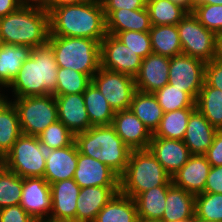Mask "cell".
<instances>
[{
    "label": "cell",
    "mask_w": 222,
    "mask_h": 222,
    "mask_svg": "<svg viewBox=\"0 0 222 222\" xmlns=\"http://www.w3.org/2000/svg\"><path fill=\"white\" fill-rule=\"evenodd\" d=\"M49 36L102 41L107 35L103 6L94 1L55 8L49 14Z\"/></svg>",
    "instance_id": "obj_1"
},
{
    "label": "cell",
    "mask_w": 222,
    "mask_h": 222,
    "mask_svg": "<svg viewBox=\"0 0 222 222\" xmlns=\"http://www.w3.org/2000/svg\"><path fill=\"white\" fill-rule=\"evenodd\" d=\"M57 69L53 49L48 44L35 47L7 88L13 89L14 98L53 95Z\"/></svg>",
    "instance_id": "obj_2"
},
{
    "label": "cell",
    "mask_w": 222,
    "mask_h": 222,
    "mask_svg": "<svg viewBox=\"0 0 222 222\" xmlns=\"http://www.w3.org/2000/svg\"><path fill=\"white\" fill-rule=\"evenodd\" d=\"M79 153L97 159L121 176L127 167L131 149L112 125L92 126L75 134Z\"/></svg>",
    "instance_id": "obj_3"
},
{
    "label": "cell",
    "mask_w": 222,
    "mask_h": 222,
    "mask_svg": "<svg viewBox=\"0 0 222 222\" xmlns=\"http://www.w3.org/2000/svg\"><path fill=\"white\" fill-rule=\"evenodd\" d=\"M49 34V13L42 9L20 6L0 18L3 43L35 48L46 45Z\"/></svg>",
    "instance_id": "obj_4"
},
{
    "label": "cell",
    "mask_w": 222,
    "mask_h": 222,
    "mask_svg": "<svg viewBox=\"0 0 222 222\" xmlns=\"http://www.w3.org/2000/svg\"><path fill=\"white\" fill-rule=\"evenodd\" d=\"M171 176L149 149L131 150L125 172L120 176V192L135 199L158 186H170Z\"/></svg>",
    "instance_id": "obj_5"
},
{
    "label": "cell",
    "mask_w": 222,
    "mask_h": 222,
    "mask_svg": "<svg viewBox=\"0 0 222 222\" xmlns=\"http://www.w3.org/2000/svg\"><path fill=\"white\" fill-rule=\"evenodd\" d=\"M100 42L80 37L49 36L58 67L70 68L91 78L101 67Z\"/></svg>",
    "instance_id": "obj_6"
},
{
    "label": "cell",
    "mask_w": 222,
    "mask_h": 222,
    "mask_svg": "<svg viewBox=\"0 0 222 222\" xmlns=\"http://www.w3.org/2000/svg\"><path fill=\"white\" fill-rule=\"evenodd\" d=\"M2 159L7 169L22 178L44 177L46 149L41 145L38 136L21 134Z\"/></svg>",
    "instance_id": "obj_7"
},
{
    "label": "cell",
    "mask_w": 222,
    "mask_h": 222,
    "mask_svg": "<svg viewBox=\"0 0 222 222\" xmlns=\"http://www.w3.org/2000/svg\"><path fill=\"white\" fill-rule=\"evenodd\" d=\"M22 134L38 136L49 125L58 121V108L54 95L14 98Z\"/></svg>",
    "instance_id": "obj_8"
},
{
    "label": "cell",
    "mask_w": 222,
    "mask_h": 222,
    "mask_svg": "<svg viewBox=\"0 0 222 222\" xmlns=\"http://www.w3.org/2000/svg\"><path fill=\"white\" fill-rule=\"evenodd\" d=\"M182 54L209 62L215 58L216 33L206 29L193 13H187L177 24Z\"/></svg>",
    "instance_id": "obj_9"
},
{
    "label": "cell",
    "mask_w": 222,
    "mask_h": 222,
    "mask_svg": "<svg viewBox=\"0 0 222 222\" xmlns=\"http://www.w3.org/2000/svg\"><path fill=\"white\" fill-rule=\"evenodd\" d=\"M92 83L115 112L130 108L136 92L135 80L132 76L100 67L93 75Z\"/></svg>",
    "instance_id": "obj_10"
},
{
    "label": "cell",
    "mask_w": 222,
    "mask_h": 222,
    "mask_svg": "<svg viewBox=\"0 0 222 222\" xmlns=\"http://www.w3.org/2000/svg\"><path fill=\"white\" fill-rule=\"evenodd\" d=\"M205 67L204 61L185 54L170 57L168 83L187 92L196 101L205 82Z\"/></svg>",
    "instance_id": "obj_11"
},
{
    "label": "cell",
    "mask_w": 222,
    "mask_h": 222,
    "mask_svg": "<svg viewBox=\"0 0 222 222\" xmlns=\"http://www.w3.org/2000/svg\"><path fill=\"white\" fill-rule=\"evenodd\" d=\"M101 68L123 73L133 78L139 72L143 58L108 34L100 42Z\"/></svg>",
    "instance_id": "obj_12"
},
{
    "label": "cell",
    "mask_w": 222,
    "mask_h": 222,
    "mask_svg": "<svg viewBox=\"0 0 222 222\" xmlns=\"http://www.w3.org/2000/svg\"><path fill=\"white\" fill-rule=\"evenodd\" d=\"M19 205L37 222H50L52 209L50 184L43 177L23 178Z\"/></svg>",
    "instance_id": "obj_13"
},
{
    "label": "cell",
    "mask_w": 222,
    "mask_h": 222,
    "mask_svg": "<svg viewBox=\"0 0 222 222\" xmlns=\"http://www.w3.org/2000/svg\"><path fill=\"white\" fill-rule=\"evenodd\" d=\"M73 179L80 188L91 186L120 187V176L115 171L97 159L79 152Z\"/></svg>",
    "instance_id": "obj_14"
},
{
    "label": "cell",
    "mask_w": 222,
    "mask_h": 222,
    "mask_svg": "<svg viewBox=\"0 0 222 222\" xmlns=\"http://www.w3.org/2000/svg\"><path fill=\"white\" fill-rule=\"evenodd\" d=\"M50 222H76L77 198L81 188L73 178L50 184Z\"/></svg>",
    "instance_id": "obj_15"
},
{
    "label": "cell",
    "mask_w": 222,
    "mask_h": 222,
    "mask_svg": "<svg viewBox=\"0 0 222 222\" xmlns=\"http://www.w3.org/2000/svg\"><path fill=\"white\" fill-rule=\"evenodd\" d=\"M112 126L131 150L149 148L153 134L130 109L116 111Z\"/></svg>",
    "instance_id": "obj_16"
},
{
    "label": "cell",
    "mask_w": 222,
    "mask_h": 222,
    "mask_svg": "<svg viewBox=\"0 0 222 222\" xmlns=\"http://www.w3.org/2000/svg\"><path fill=\"white\" fill-rule=\"evenodd\" d=\"M170 57L151 53L142 60L134 77L136 90L154 93L168 84Z\"/></svg>",
    "instance_id": "obj_17"
},
{
    "label": "cell",
    "mask_w": 222,
    "mask_h": 222,
    "mask_svg": "<svg viewBox=\"0 0 222 222\" xmlns=\"http://www.w3.org/2000/svg\"><path fill=\"white\" fill-rule=\"evenodd\" d=\"M211 168L205 155L192 154L189 160L171 177L172 184L197 195L204 192Z\"/></svg>",
    "instance_id": "obj_18"
},
{
    "label": "cell",
    "mask_w": 222,
    "mask_h": 222,
    "mask_svg": "<svg viewBox=\"0 0 222 222\" xmlns=\"http://www.w3.org/2000/svg\"><path fill=\"white\" fill-rule=\"evenodd\" d=\"M172 177L192 155L183 140L152 137L148 148Z\"/></svg>",
    "instance_id": "obj_19"
},
{
    "label": "cell",
    "mask_w": 222,
    "mask_h": 222,
    "mask_svg": "<svg viewBox=\"0 0 222 222\" xmlns=\"http://www.w3.org/2000/svg\"><path fill=\"white\" fill-rule=\"evenodd\" d=\"M58 108V120L74 135L92 127L86 111L83 93L54 96Z\"/></svg>",
    "instance_id": "obj_20"
},
{
    "label": "cell",
    "mask_w": 222,
    "mask_h": 222,
    "mask_svg": "<svg viewBox=\"0 0 222 222\" xmlns=\"http://www.w3.org/2000/svg\"><path fill=\"white\" fill-rule=\"evenodd\" d=\"M78 152L75 142L63 148L46 150V168L43 178L49 184L73 178Z\"/></svg>",
    "instance_id": "obj_21"
},
{
    "label": "cell",
    "mask_w": 222,
    "mask_h": 222,
    "mask_svg": "<svg viewBox=\"0 0 222 222\" xmlns=\"http://www.w3.org/2000/svg\"><path fill=\"white\" fill-rule=\"evenodd\" d=\"M120 187L81 188L77 198L76 222H94L98 212L118 193Z\"/></svg>",
    "instance_id": "obj_22"
},
{
    "label": "cell",
    "mask_w": 222,
    "mask_h": 222,
    "mask_svg": "<svg viewBox=\"0 0 222 222\" xmlns=\"http://www.w3.org/2000/svg\"><path fill=\"white\" fill-rule=\"evenodd\" d=\"M106 31L116 35L123 31L149 32L152 24L147 7L138 10H104Z\"/></svg>",
    "instance_id": "obj_23"
},
{
    "label": "cell",
    "mask_w": 222,
    "mask_h": 222,
    "mask_svg": "<svg viewBox=\"0 0 222 222\" xmlns=\"http://www.w3.org/2000/svg\"><path fill=\"white\" fill-rule=\"evenodd\" d=\"M217 131L196 108L189 117L183 141L191 154L204 155L212 145Z\"/></svg>",
    "instance_id": "obj_24"
},
{
    "label": "cell",
    "mask_w": 222,
    "mask_h": 222,
    "mask_svg": "<svg viewBox=\"0 0 222 222\" xmlns=\"http://www.w3.org/2000/svg\"><path fill=\"white\" fill-rule=\"evenodd\" d=\"M195 195L171 184L168 187L165 209L161 220L175 222L195 216Z\"/></svg>",
    "instance_id": "obj_25"
},
{
    "label": "cell",
    "mask_w": 222,
    "mask_h": 222,
    "mask_svg": "<svg viewBox=\"0 0 222 222\" xmlns=\"http://www.w3.org/2000/svg\"><path fill=\"white\" fill-rule=\"evenodd\" d=\"M31 47L3 43L0 48V85L8 87L32 52Z\"/></svg>",
    "instance_id": "obj_26"
},
{
    "label": "cell",
    "mask_w": 222,
    "mask_h": 222,
    "mask_svg": "<svg viewBox=\"0 0 222 222\" xmlns=\"http://www.w3.org/2000/svg\"><path fill=\"white\" fill-rule=\"evenodd\" d=\"M138 212L135 199L116 193L98 212L94 222H137Z\"/></svg>",
    "instance_id": "obj_27"
},
{
    "label": "cell",
    "mask_w": 222,
    "mask_h": 222,
    "mask_svg": "<svg viewBox=\"0 0 222 222\" xmlns=\"http://www.w3.org/2000/svg\"><path fill=\"white\" fill-rule=\"evenodd\" d=\"M22 134L19 116L12 100L0 104V156L3 158Z\"/></svg>",
    "instance_id": "obj_28"
},
{
    "label": "cell",
    "mask_w": 222,
    "mask_h": 222,
    "mask_svg": "<svg viewBox=\"0 0 222 222\" xmlns=\"http://www.w3.org/2000/svg\"><path fill=\"white\" fill-rule=\"evenodd\" d=\"M153 134L163 117L162 107L153 93L136 90L129 108Z\"/></svg>",
    "instance_id": "obj_29"
},
{
    "label": "cell",
    "mask_w": 222,
    "mask_h": 222,
    "mask_svg": "<svg viewBox=\"0 0 222 222\" xmlns=\"http://www.w3.org/2000/svg\"><path fill=\"white\" fill-rule=\"evenodd\" d=\"M149 34L153 53L166 57L182 54L177 25H152Z\"/></svg>",
    "instance_id": "obj_30"
},
{
    "label": "cell",
    "mask_w": 222,
    "mask_h": 222,
    "mask_svg": "<svg viewBox=\"0 0 222 222\" xmlns=\"http://www.w3.org/2000/svg\"><path fill=\"white\" fill-rule=\"evenodd\" d=\"M83 98L92 126L112 125L115 111L93 83L83 92Z\"/></svg>",
    "instance_id": "obj_31"
},
{
    "label": "cell",
    "mask_w": 222,
    "mask_h": 222,
    "mask_svg": "<svg viewBox=\"0 0 222 222\" xmlns=\"http://www.w3.org/2000/svg\"><path fill=\"white\" fill-rule=\"evenodd\" d=\"M196 108L217 130H222V91L204 82L195 101Z\"/></svg>",
    "instance_id": "obj_32"
},
{
    "label": "cell",
    "mask_w": 222,
    "mask_h": 222,
    "mask_svg": "<svg viewBox=\"0 0 222 222\" xmlns=\"http://www.w3.org/2000/svg\"><path fill=\"white\" fill-rule=\"evenodd\" d=\"M168 187L151 188L135 198L138 219H162Z\"/></svg>",
    "instance_id": "obj_33"
},
{
    "label": "cell",
    "mask_w": 222,
    "mask_h": 222,
    "mask_svg": "<svg viewBox=\"0 0 222 222\" xmlns=\"http://www.w3.org/2000/svg\"><path fill=\"white\" fill-rule=\"evenodd\" d=\"M196 108H184L163 113L158 128L152 137L183 140L189 117Z\"/></svg>",
    "instance_id": "obj_34"
},
{
    "label": "cell",
    "mask_w": 222,
    "mask_h": 222,
    "mask_svg": "<svg viewBox=\"0 0 222 222\" xmlns=\"http://www.w3.org/2000/svg\"><path fill=\"white\" fill-rule=\"evenodd\" d=\"M152 25H177L188 13L170 0H147Z\"/></svg>",
    "instance_id": "obj_35"
},
{
    "label": "cell",
    "mask_w": 222,
    "mask_h": 222,
    "mask_svg": "<svg viewBox=\"0 0 222 222\" xmlns=\"http://www.w3.org/2000/svg\"><path fill=\"white\" fill-rule=\"evenodd\" d=\"M92 83V78L70 68L58 67L57 86L54 96L83 93Z\"/></svg>",
    "instance_id": "obj_36"
},
{
    "label": "cell",
    "mask_w": 222,
    "mask_h": 222,
    "mask_svg": "<svg viewBox=\"0 0 222 222\" xmlns=\"http://www.w3.org/2000/svg\"><path fill=\"white\" fill-rule=\"evenodd\" d=\"M23 188V178L15 172L0 166V209L19 205Z\"/></svg>",
    "instance_id": "obj_37"
},
{
    "label": "cell",
    "mask_w": 222,
    "mask_h": 222,
    "mask_svg": "<svg viewBox=\"0 0 222 222\" xmlns=\"http://www.w3.org/2000/svg\"><path fill=\"white\" fill-rule=\"evenodd\" d=\"M153 94L162 107L163 113L184 108H196L195 100L187 92L169 83Z\"/></svg>",
    "instance_id": "obj_38"
},
{
    "label": "cell",
    "mask_w": 222,
    "mask_h": 222,
    "mask_svg": "<svg viewBox=\"0 0 222 222\" xmlns=\"http://www.w3.org/2000/svg\"><path fill=\"white\" fill-rule=\"evenodd\" d=\"M38 138L46 150L63 148L75 142V135L59 120L49 125Z\"/></svg>",
    "instance_id": "obj_39"
},
{
    "label": "cell",
    "mask_w": 222,
    "mask_h": 222,
    "mask_svg": "<svg viewBox=\"0 0 222 222\" xmlns=\"http://www.w3.org/2000/svg\"><path fill=\"white\" fill-rule=\"evenodd\" d=\"M195 218L222 222V194L200 193L195 195Z\"/></svg>",
    "instance_id": "obj_40"
},
{
    "label": "cell",
    "mask_w": 222,
    "mask_h": 222,
    "mask_svg": "<svg viewBox=\"0 0 222 222\" xmlns=\"http://www.w3.org/2000/svg\"><path fill=\"white\" fill-rule=\"evenodd\" d=\"M115 37L142 58L153 53L149 32L123 31Z\"/></svg>",
    "instance_id": "obj_41"
},
{
    "label": "cell",
    "mask_w": 222,
    "mask_h": 222,
    "mask_svg": "<svg viewBox=\"0 0 222 222\" xmlns=\"http://www.w3.org/2000/svg\"><path fill=\"white\" fill-rule=\"evenodd\" d=\"M193 14L206 29L216 34L222 33V5L198 4Z\"/></svg>",
    "instance_id": "obj_42"
},
{
    "label": "cell",
    "mask_w": 222,
    "mask_h": 222,
    "mask_svg": "<svg viewBox=\"0 0 222 222\" xmlns=\"http://www.w3.org/2000/svg\"><path fill=\"white\" fill-rule=\"evenodd\" d=\"M0 222H37L20 205L0 209Z\"/></svg>",
    "instance_id": "obj_43"
},
{
    "label": "cell",
    "mask_w": 222,
    "mask_h": 222,
    "mask_svg": "<svg viewBox=\"0 0 222 222\" xmlns=\"http://www.w3.org/2000/svg\"><path fill=\"white\" fill-rule=\"evenodd\" d=\"M205 82L209 86L222 91V61L214 58L213 60L206 62Z\"/></svg>",
    "instance_id": "obj_44"
},
{
    "label": "cell",
    "mask_w": 222,
    "mask_h": 222,
    "mask_svg": "<svg viewBox=\"0 0 222 222\" xmlns=\"http://www.w3.org/2000/svg\"><path fill=\"white\" fill-rule=\"evenodd\" d=\"M204 155L211 166L222 165V130L215 133L212 145Z\"/></svg>",
    "instance_id": "obj_45"
},
{
    "label": "cell",
    "mask_w": 222,
    "mask_h": 222,
    "mask_svg": "<svg viewBox=\"0 0 222 222\" xmlns=\"http://www.w3.org/2000/svg\"><path fill=\"white\" fill-rule=\"evenodd\" d=\"M203 193L222 194V165L211 166Z\"/></svg>",
    "instance_id": "obj_46"
},
{
    "label": "cell",
    "mask_w": 222,
    "mask_h": 222,
    "mask_svg": "<svg viewBox=\"0 0 222 222\" xmlns=\"http://www.w3.org/2000/svg\"><path fill=\"white\" fill-rule=\"evenodd\" d=\"M147 0H107L102 6L103 10H138L146 8Z\"/></svg>",
    "instance_id": "obj_47"
},
{
    "label": "cell",
    "mask_w": 222,
    "mask_h": 222,
    "mask_svg": "<svg viewBox=\"0 0 222 222\" xmlns=\"http://www.w3.org/2000/svg\"><path fill=\"white\" fill-rule=\"evenodd\" d=\"M20 6L42 9L50 14L51 0H19Z\"/></svg>",
    "instance_id": "obj_48"
},
{
    "label": "cell",
    "mask_w": 222,
    "mask_h": 222,
    "mask_svg": "<svg viewBox=\"0 0 222 222\" xmlns=\"http://www.w3.org/2000/svg\"><path fill=\"white\" fill-rule=\"evenodd\" d=\"M19 7V0H0V18L16 11Z\"/></svg>",
    "instance_id": "obj_49"
},
{
    "label": "cell",
    "mask_w": 222,
    "mask_h": 222,
    "mask_svg": "<svg viewBox=\"0 0 222 222\" xmlns=\"http://www.w3.org/2000/svg\"><path fill=\"white\" fill-rule=\"evenodd\" d=\"M91 0H51L50 3V13L58 7L65 6V5H75L84 3Z\"/></svg>",
    "instance_id": "obj_50"
},
{
    "label": "cell",
    "mask_w": 222,
    "mask_h": 222,
    "mask_svg": "<svg viewBox=\"0 0 222 222\" xmlns=\"http://www.w3.org/2000/svg\"><path fill=\"white\" fill-rule=\"evenodd\" d=\"M170 1L182 7L188 13H193L194 11V7H195L194 0H170Z\"/></svg>",
    "instance_id": "obj_51"
},
{
    "label": "cell",
    "mask_w": 222,
    "mask_h": 222,
    "mask_svg": "<svg viewBox=\"0 0 222 222\" xmlns=\"http://www.w3.org/2000/svg\"><path fill=\"white\" fill-rule=\"evenodd\" d=\"M215 59L222 61V33L216 35V53Z\"/></svg>",
    "instance_id": "obj_52"
},
{
    "label": "cell",
    "mask_w": 222,
    "mask_h": 222,
    "mask_svg": "<svg viewBox=\"0 0 222 222\" xmlns=\"http://www.w3.org/2000/svg\"><path fill=\"white\" fill-rule=\"evenodd\" d=\"M205 4H218V5H222V0H205Z\"/></svg>",
    "instance_id": "obj_53"
},
{
    "label": "cell",
    "mask_w": 222,
    "mask_h": 222,
    "mask_svg": "<svg viewBox=\"0 0 222 222\" xmlns=\"http://www.w3.org/2000/svg\"><path fill=\"white\" fill-rule=\"evenodd\" d=\"M137 222H164V221L159 219H138Z\"/></svg>",
    "instance_id": "obj_54"
},
{
    "label": "cell",
    "mask_w": 222,
    "mask_h": 222,
    "mask_svg": "<svg viewBox=\"0 0 222 222\" xmlns=\"http://www.w3.org/2000/svg\"><path fill=\"white\" fill-rule=\"evenodd\" d=\"M194 222H218V221H210V220H203V219L195 218Z\"/></svg>",
    "instance_id": "obj_55"
},
{
    "label": "cell",
    "mask_w": 222,
    "mask_h": 222,
    "mask_svg": "<svg viewBox=\"0 0 222 222\" xmlns=\"http://www.w3.org/2000/svg\"><path fill=\"white\" fill-rule=\"evenodd\" d=\"M2 86L0 85V88H1ZM1 92V91H0ZM6 99V96H5V94H1L0 93V104L4 101Z\"/></svg>",
    "instance_id": "obj_56"
},
{
    "label": "cell",
    "mask_w": 222,
    "mask_h": 222,
    "mask_svg": "<svg viewBox=\"0 0 222 222\" xmlns=\"http://www.w3.org/2000/svg\"><path fill=\"white\" fill-rule=\"evenodd\" d=\"M99 5H103L107 0H92Z\"/></svg>",
    "instance_id": "obj_57"
},
{
    "label": "cell",
    "mask_w": 222,
    "mask_h": 222,
    "mask_svg": "<svg viewBox=\"0 0 222 222\" xmlns=\"http://www.w3.org/2000/svg\"><path fill=\"white\" fill-rule=\"evenodd\" d=\"M205 4V0H194V5Z\"/></svg>",
    "instance_id": "obj_58"
},
{
    "label": "cell",
    "mask_w": 222,
    "mask_h": 222,
    "mask_svg": "<svg viewBox=\"0 0 222 222\" xmlns=\"http://www.w3.org/2000/svg\"><path fill=\"white\" fill-rule=\"evenodd\" d=\"M195 216L192 219L187 220H181V221H175V222H194Z\"/></svg>",
    "instance_id": "obj_59"
},
{
    "label": "cell",
    "mask_w": 222,
    "mask_h": 222,
    "mask_svg": "<svg viewBox=\"0 0 222 222\" xmlns=\"http://www.w3.org/2000/svg\"><path fill=\"white\" fill-rule=\"evenodd\" d=\"M3 45V42H2V39H1V36H0V48L2 47Z\"/></svg>",
    "instance_id": "obj_60"
},
{
    "label": "cell",
    "mask_w": 222,
    "mask_h": 222,
    "mask_svg": "<svg viewBox=\"0 0 222 222\" xmlns=\"http://www.w3.org/2000/svg\"><path fill=\"white\" fill-rule=\"evenodd\" d=\"M3 164V159L2 157L0 156V166Z\"/></svg>",
    "instance_id": "obj_61"
}]
</instances>
